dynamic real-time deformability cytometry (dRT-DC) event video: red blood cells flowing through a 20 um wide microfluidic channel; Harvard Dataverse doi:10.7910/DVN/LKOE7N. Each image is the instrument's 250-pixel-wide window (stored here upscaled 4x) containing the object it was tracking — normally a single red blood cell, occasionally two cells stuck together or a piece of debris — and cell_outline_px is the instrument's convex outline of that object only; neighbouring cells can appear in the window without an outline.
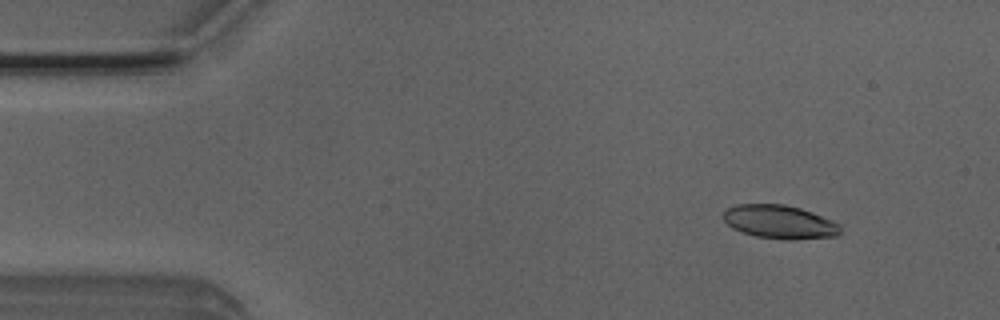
{"species": "Egyptian fruit bat (a non-hibernating species)", "species_latin": "Rousettus aegyptiacus", "temperature_condition": "room temperature", "stored_images_in_passage": 52, "camera_frame_rate_fps": 3000, "um_per_image_px": 0.085, "animal": {"sex": "male"}, "frame": {"image": 1, "passage_image": 6, "time_ms": 1.667, "image_size_px": [1000, 320], "cell_outline_px": [[844, 232], [836, 236], [796, 240], [788, 240], [756, 236], [732, 228], [724, 220], [724, 212], [728, 208], [736, 204], [784, 204], [800, 208], [812, 212], [832, 220], [840, 224]], "centroid_in_image_um": [66.33, 18.87], "position_along_channel_um": 18.7, "area_um2": 23.0}}
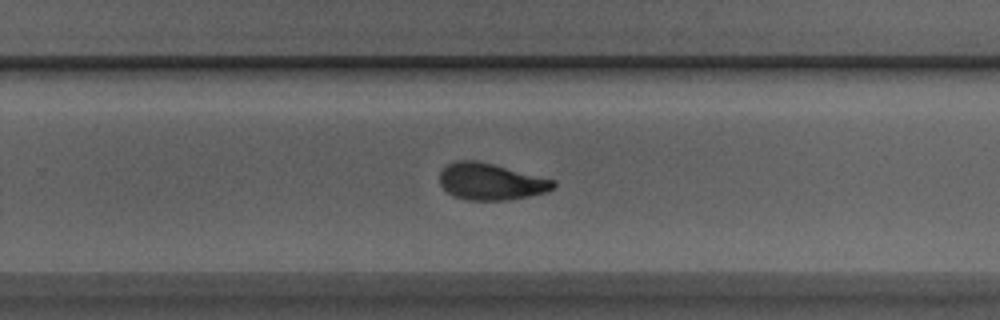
{"frame": {"image": 2, "passage_image": 33, "time_ms": 10.667, "image_size_px": [1000, 320], "cell_outline_px": [[556, 188], [548, 192], [508, 200], [464, 200], [452, 196], [440, 184], [440, 172], [448, 164], [456, 160], [476, 160], [556, 180]], "centroid_in_image_um": [41.74, 15.45], "position_along_channel_um": 288.1, "area_um2": 24.39}}
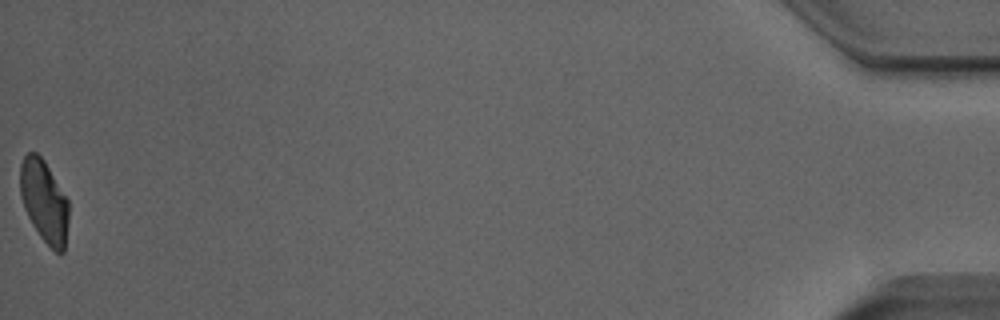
{"frame": {"image": 3, "passage_image": 52, "time_ms": 17.0, "image_size_px": [1000, 320], "cell_outline_px": [[68, 220], [64, 252], [56, 252], [40, 236], [32, 224], [24, 208], [20, 196], [20, 164], [24, 156], [28, 152], [36, 152], [44, 160], [68, 200]], "centroid_in_image_um": [3.74, 17.09], "position_along_channel_um": 431.5, "area_um2": 23.12}, "authors_computed_cell_mechanics": {"area_um2": 24.1315, "velocity_mm_per_s": 3.9499, "shape_relaxation_time_tau1_ms": 4.1119, "shape_relaxation_time_tau2_ms": 2.0923, "deformation_change_tau1": 0.1392, "deformation_change_tau2": 0.0829}}